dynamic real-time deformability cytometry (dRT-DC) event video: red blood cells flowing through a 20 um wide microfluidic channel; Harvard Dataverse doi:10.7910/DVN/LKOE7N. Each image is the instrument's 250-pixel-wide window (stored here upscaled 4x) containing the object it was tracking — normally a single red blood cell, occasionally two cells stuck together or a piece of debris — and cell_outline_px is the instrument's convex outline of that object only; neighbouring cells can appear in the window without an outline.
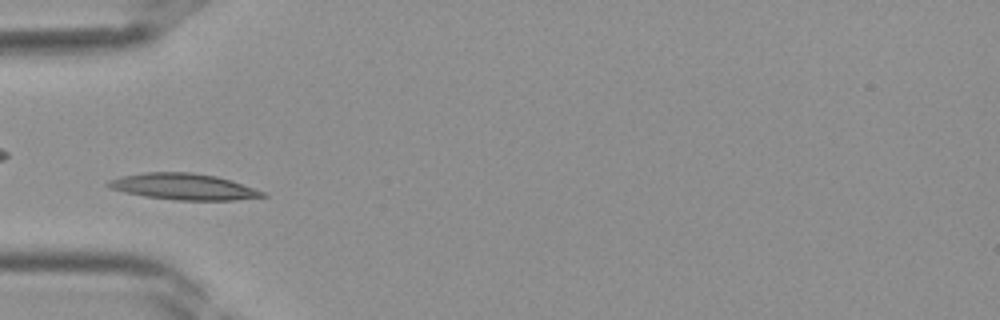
{"species": "Egyptian fruit bat (a non-hibernating species)", "species_latin": "Rousettus aegyptiacus", "temperature_condition": "room temperature", "stored_images_in_passage": 34, "camera_frame_rate_fps": 3000, "um_per_image_px": 0.085, "frame": {"image": 1, "passage_image": 12, "time_ms": 3.667, "image_size_px": [1000, 320], "cell_outline_px": [[268, 196], [232, 200], [176, 200], [144, 196], [124, 192], [112, 188], [104, 184], [108, 180], [120, 176], [144, 172], [192, 172], [216, 176], [264, 192]], "centroid_in_image_um": [15.53, 15.86], "position_along_channel_um": 69.5, "area_um2": 23.35}}
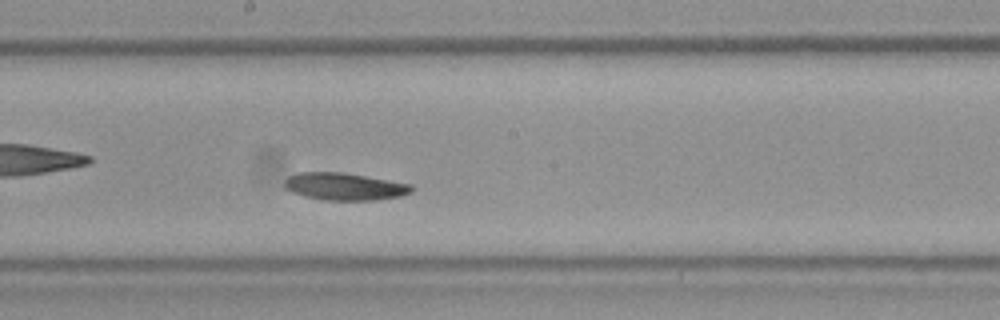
{"frame": {"image": 2, "passage_image": 21, "time_ms": 6.667, "image_size_px": [1000, 320], "cell_outline_px": [[416, 188], [412, 192], [400, 196], [376, 200], [324, 200], [304, 196], [292, 192], [284, 188], [284, 180], [288, 176], [300, 172], [340, 172], [412, 184]], "centroid_in_image_um": [29.28, 15.86], "position_along_channel_um": 218.9, "area_um2": 20.29}}
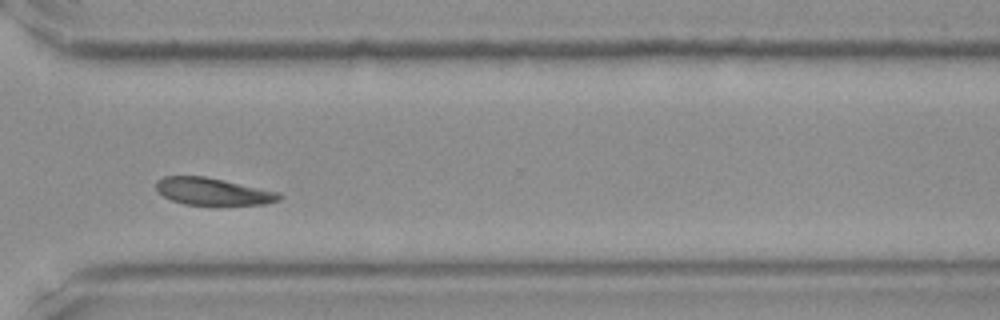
{"frame": {"image": 3, "passage_image": 29, "time_ms": 9.333, "image_size_px": [1000, 320], "cell_outline_px": [[284, 196], [280, 200], [264, 204], [184, 204], [172, 200], [164, 196], [156, 188], [156, 180], [164, 176], [204, 176], [224, 180], [280, 192]], "centroid_in_image_um": [18.12, 16.26], "position_along_channel_um": 352.5, "area_um2": 19.31}}